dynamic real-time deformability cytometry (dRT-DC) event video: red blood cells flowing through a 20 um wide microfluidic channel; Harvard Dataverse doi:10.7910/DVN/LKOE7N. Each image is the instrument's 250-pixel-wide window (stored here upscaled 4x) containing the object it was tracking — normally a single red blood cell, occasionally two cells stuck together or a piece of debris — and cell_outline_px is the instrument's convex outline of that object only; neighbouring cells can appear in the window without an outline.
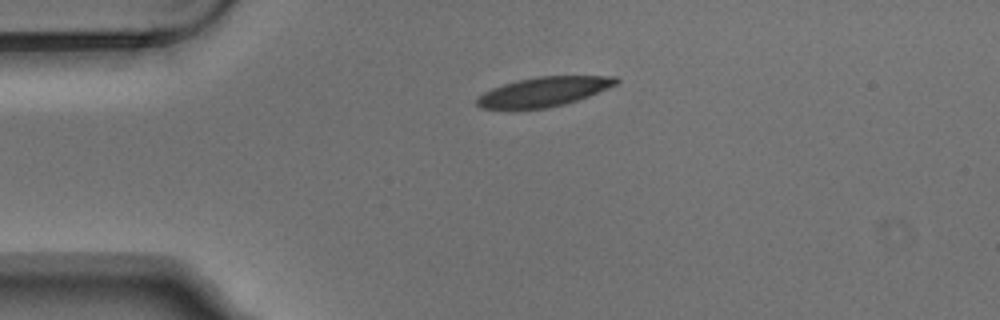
{"species": "Egyptian fruit bat (a non-hibernating species)", "species_latin": "Rousettus aegyptiacus", "temperature_condition": "warm", "stored_images_in_passage": 3, "camera_frame_rate_fps": 3000, "um_per_image_px": 0.085, "animal": {"sex": "male"}, "frame": {"image": 1, "passage_image": 3, "time_ms": 0.667, "image_size_px": [1000, 320], "cell_outline_px": [[620, 80], [616, 84], [588, 96], [564, 104], [548, 108], [480, 108], [476, 104], [476, 100], [484, 92], [492, 88], [504, 84], [536, 76], [616, 76]], "centroid_in_image_um": [46.23, 7.78], "position_along_channel_um": 38.8, "area_um2": 23.41}}